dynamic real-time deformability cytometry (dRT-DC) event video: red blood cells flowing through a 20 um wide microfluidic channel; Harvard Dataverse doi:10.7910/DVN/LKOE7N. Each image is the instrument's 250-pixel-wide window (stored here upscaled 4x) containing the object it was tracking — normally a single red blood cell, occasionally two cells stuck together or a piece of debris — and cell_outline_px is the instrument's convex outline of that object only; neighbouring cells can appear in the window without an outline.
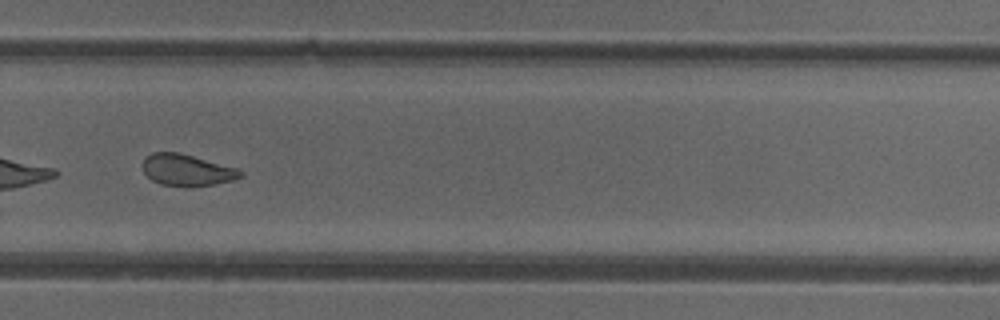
{"species": "common noctule bat (a hibernating species)", "species_latin": "Nyctalus noctula", "temperature_condition": "cold", "stored_images_in_passage": 25, "camera_frame_rate_fps": 3000, "um_per_image_px": 0.085, "animal": {"sex": "female"}, "frame": {"image": 1, "passage_image": 22, "time_ms": 7.0, "image_size_px": [1000, 320], "cell_outline_px": [[244, 176], [232, 180], [216, 184], [160, 184], [152, 180], [144, 172], [140, 164], [152, 152], [180, 152], [240, 168], [244, 172]], "centroid_in_image_um": [15.93, 14.4], "position_along_channel_um": 313.9, "area_um2": 17.74}}